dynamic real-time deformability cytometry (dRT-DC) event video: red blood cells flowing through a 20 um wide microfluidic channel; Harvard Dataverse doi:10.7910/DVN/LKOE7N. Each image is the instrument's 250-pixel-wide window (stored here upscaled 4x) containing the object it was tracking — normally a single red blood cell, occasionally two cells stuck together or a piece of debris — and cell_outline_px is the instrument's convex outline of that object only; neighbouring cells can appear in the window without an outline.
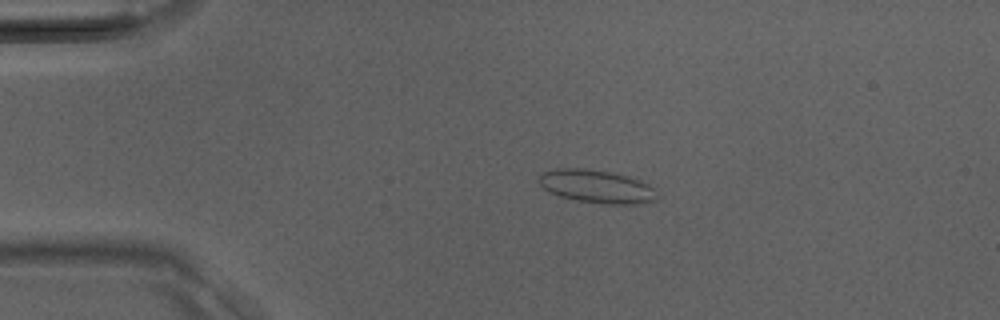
{"species": "Egyptian fruit bat (a non-hibernating species)", "species_latin": "Rousettus aegyptiacus", "temperature_condition": "room temperature", "stored_images_in_passage": 38, "camera_frame_rate_fps": 3000, "um_per_image_px": 0.085, "animal": {"sex": "male"}, "frame": {"image": 1, "passage_image": 7, "time_ms": 2.0, "image_size_px": [1000, 320], "cell_outline_px": [[660, 200], [640, 204], [604, 204], [576, 200], [560, 196], [548, 192], [536, 180], [544, 172], [556, 168], [588, 168], [628, 176], [640, 180], [648, 184], [660, 196]], "centroid_in_image_um": [50.75, 15.86], "position_along_channel_um": 34.3, "area_um2": 23.06}}
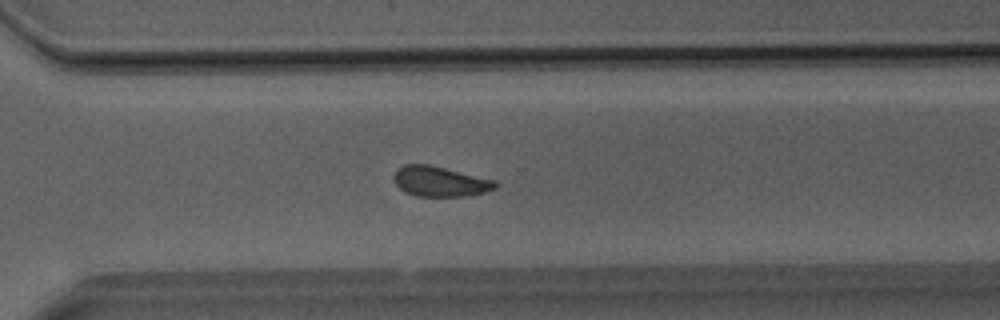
{"frame": {"image": 2, "passage_image": 27, "time_ms": 8.667, "image_size_px": [1000, 320], "cell_outline_px": [[500, 184], [496, 188], [484, 192], [464, 196], [416, 196], [404, 192], [396, 184], [392, 176], [396, 168], [404, 164], [428, 164], [496, 180]], "centroid_in_image_um": [37.38, 15.41], "position_along_channel_um": 333.2, "area_um2": 17.98}}
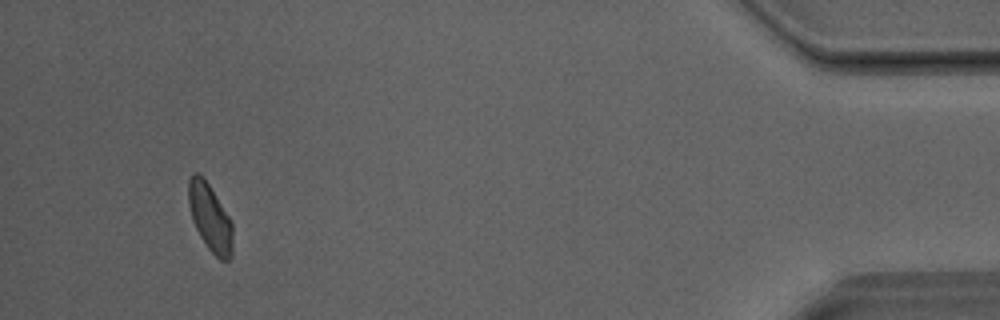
{"frame": {"image": 3, "passage_image": 36, "time_ms": 11.667, "image_size_px": [1000, 320], "cell_outline_px": [[232, 256], [228, 260], [220, 260], [208, 248], [200, 236], [192, 220], [188, 204], [188, 180], [196, 172], [204, 176], [228, 216], [232, 224]], "centroid_in_image_um": [17.84, 18.49], "position_along_channel_um": 417.4, "area_um2": 17.22}}